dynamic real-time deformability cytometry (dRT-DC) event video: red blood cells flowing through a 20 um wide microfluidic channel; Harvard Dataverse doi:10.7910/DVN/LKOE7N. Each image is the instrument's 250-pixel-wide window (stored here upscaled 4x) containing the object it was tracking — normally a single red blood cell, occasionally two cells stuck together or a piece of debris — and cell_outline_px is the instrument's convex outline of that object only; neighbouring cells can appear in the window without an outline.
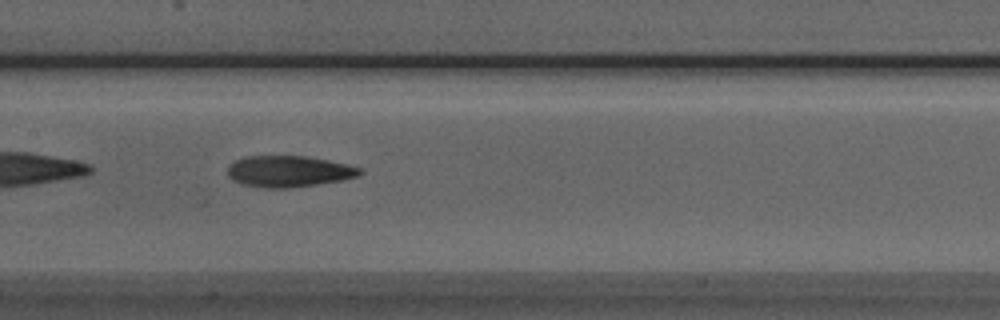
{"species": "Egyptian fruit bat (a non-hibernating species)", "species_latin": "Rousettus aegyptiacus", "temperature_condition": "room temperature", "stored_images_in_passage": 36, "camera_frame_rate_fps": 3000, "um_per_image_px": 0.085, "animal": {"sex": "male"}, "frame": {"image": 1, "passage_image": 9, "time_ms": 2.667, "image_size_px": [1000, 320], "cell_outline_px": [[364, 172], [356, 176], [340, 180], [316, 184], [284, 188], [264, 188], [244, 184], [232, 180], [228, 176], [228, 164], [232, 160], [244, 156], [308, 156], [328, 160], [360, 168]], "centroid_in_image_um": [24.47, 14.55], "position_along_channel_um": 182.9, "area_um2": 23.99}}
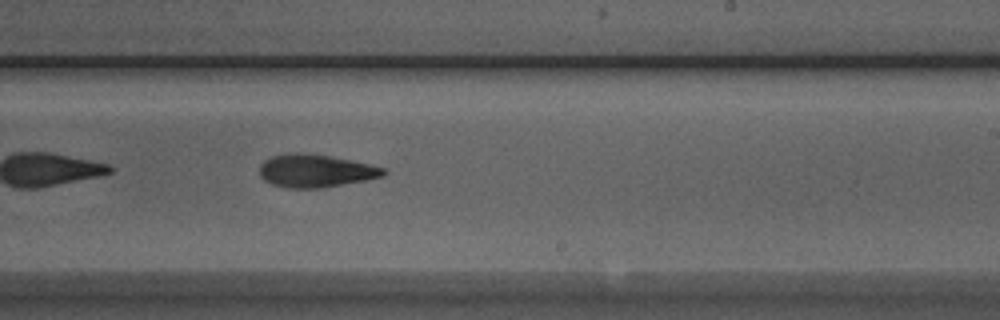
{"frame": {"image": 2, "passage_image": 15, "time_ms": 4.667, "image_size_px": [1000, 320], "cell_outline_px": [[388, 172], [384, 176], [364, 180], [320, 188], [288, 188], [272, 184], [264, 180], [260, 176], [260, 164], [264, 160], [272, 156], [292, 152], [296, 152], [328, 156], [352, 160], [384, 168]], "centroid_in_image_um": [26.8, 14.52], "position_along_channel_um": 262.2, "area_um2": 23.58}}
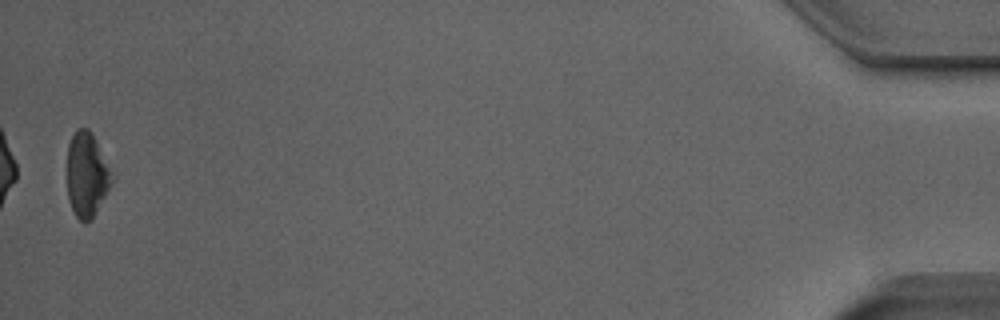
{"frame": {"image": 3, "passage_image": 35, "time_ms": 11.333, "image_size_px": [1000, 320], "cell_outline_px": [[112, 184], [92, 220], [80, 220], [76, 216], [72, 208], [68, 196], [68, 144], [72, 136], [80, 128], [88, 128], [92, 132], [108, 168], [112, 180]], "centroid_in_image_um": [7.36, 14.87], "position_along_channel_um": 427.8, "area_um2": 21.33}}